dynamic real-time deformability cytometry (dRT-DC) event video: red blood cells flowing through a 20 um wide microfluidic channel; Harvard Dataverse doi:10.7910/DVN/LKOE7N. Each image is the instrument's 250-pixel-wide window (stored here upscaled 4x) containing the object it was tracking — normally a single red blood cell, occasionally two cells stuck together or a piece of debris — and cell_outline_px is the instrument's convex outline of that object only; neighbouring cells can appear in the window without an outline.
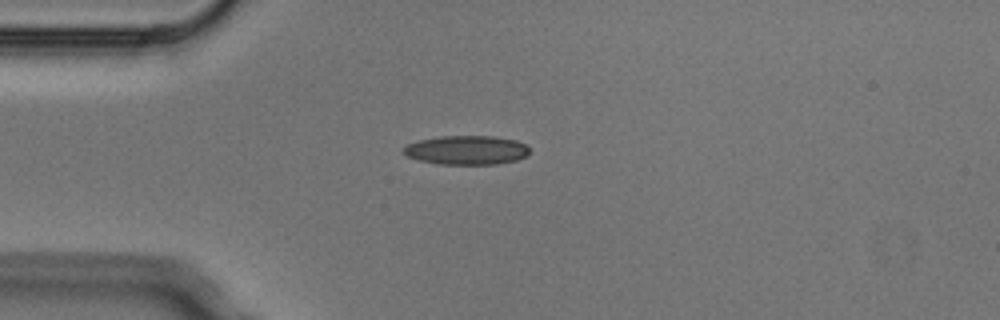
{"species": "Egyptian fruit bat (a non-hibernating species)", "species_latin": "Rousettus aegyptiacus", "temperature_condition": "cold", "stored_images_in_passage": 4, "camera_frame_rate_fps": 3000, "um_per_image_px": 0.085, "animal": {"sex": "male"}, "frame": {"image": 1, "passage_image": 1, "time_ms": 0.0, "image_size_px": [1000, 320], "cell_outline_px": [[528, 156], [516, 160], [496, 164], [440, 164], [416, 160], [400, 152], [400, 148], [408, 144], [420, 140], [440, 136], [492, 136], [516, 140], [524, 144], [528, 148]], "centroid_in_image_um": [39.61, 12.76], "position_along_channel_um": 45.4, "area_um2": 21.44}}
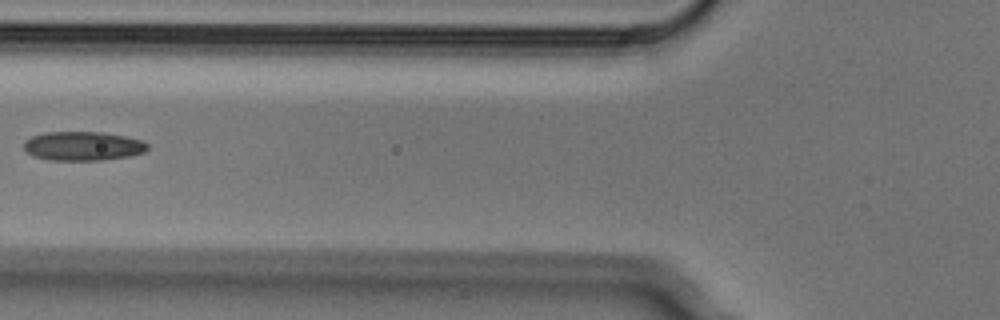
{"frame": {"image": 2, "passage_image": 3, "time_ms": 0.667, "image_size_px": [1000, 320], "cell_outline_px": [[148, 148], [144, 152], [132, 156], [104, 160], [52, 160], [32, 156], [24, 148], [24, 140], [32, 136], [44, 132], [100, 132], [124, 136], [144, 140], [148, 144]], "centroid_in_image_um": [7.07, 12.41], "position_along_channel_um": 118.7, "area_um2": 21.1}}
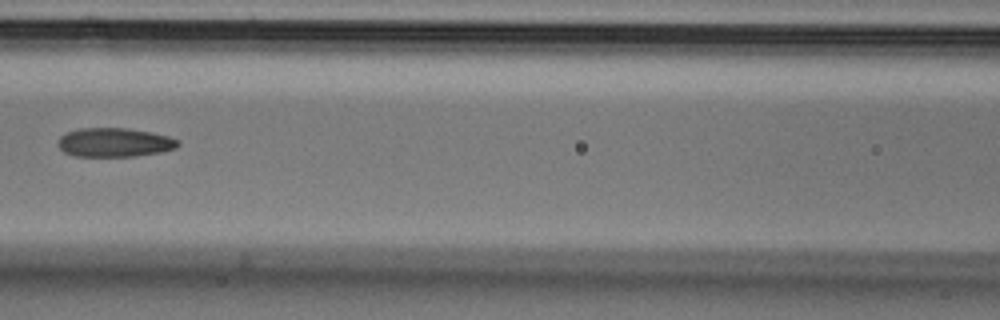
{"frame": {"image": 3, "passage_image": 4, "time_ms": 1.0, "image_size_px": [1000, 320], "cell_outline_px": [[180, 144], [176, 148], [160, 152], [136, 156], [76, 156], [64, 152], [56, 144], [60, 136], [68, 132], [80, 128], [128, 128], [152, 132], [168, 136], [180, 140]], "centroid_in_image_um": [9.74, 12.1], "position_along_channel_um": 156.9, "area_um2": 20.35}}